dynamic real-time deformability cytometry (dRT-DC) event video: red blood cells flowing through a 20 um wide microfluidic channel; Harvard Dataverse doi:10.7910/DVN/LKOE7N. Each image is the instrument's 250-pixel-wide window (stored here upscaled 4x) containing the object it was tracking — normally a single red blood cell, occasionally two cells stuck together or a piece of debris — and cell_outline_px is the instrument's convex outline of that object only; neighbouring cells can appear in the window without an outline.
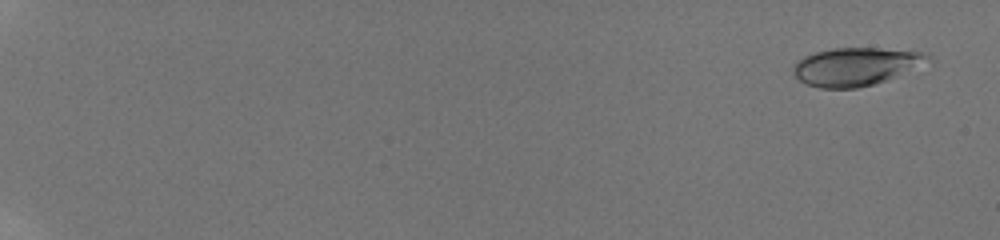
{"species": "human", "species_latin": "Homo sapiens", "temperature_condition": "room temperature", "stored_images_in_passage": 41, "camera_frame_rate_fps": 3000, "um_per_image_px": 0.085, "donor": {"sex": "male"}, "frame": {"image": 1, "passage_image": 7, "time_ms": 0.667, "image_size_px": [1000, 240], "cell_outline_px": [[928, 56], [892, 76], [884, 80], [872, 84], [856, 88], [820, 88], [804, 84], [792, 72], [792, 68], [796, 60], [804, 56], [816, 52], [832, 48], [876, 48], [920, 52]], "centroid_in_image_um": [72.46, 5.66], "position_along_channel_um": 12.5, "area_um2": 28.38}}
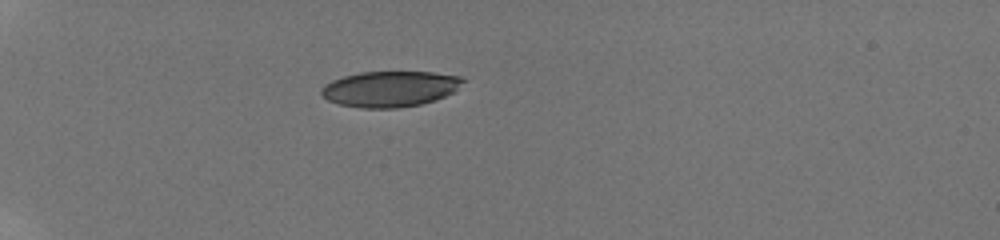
{"frame": {"image": 2, "passage_image": 38, "time_ms": 6.333, "image_size_px": [1000, 240], "cell_outline_px": [[468, 80], [452, 92], [436, 100], [420, 104], [396, 108], [360, 108], [340, 104], [328, 100], [320, 92], [320, 88], [324, 84], [332, 80], [344, 76], [360, 72], [432, 72], [460, 76]], "centroid_in_image_um": [33.15, 7.55], "position_along_channel_um": 51.8, "area_um2": 29.54}}